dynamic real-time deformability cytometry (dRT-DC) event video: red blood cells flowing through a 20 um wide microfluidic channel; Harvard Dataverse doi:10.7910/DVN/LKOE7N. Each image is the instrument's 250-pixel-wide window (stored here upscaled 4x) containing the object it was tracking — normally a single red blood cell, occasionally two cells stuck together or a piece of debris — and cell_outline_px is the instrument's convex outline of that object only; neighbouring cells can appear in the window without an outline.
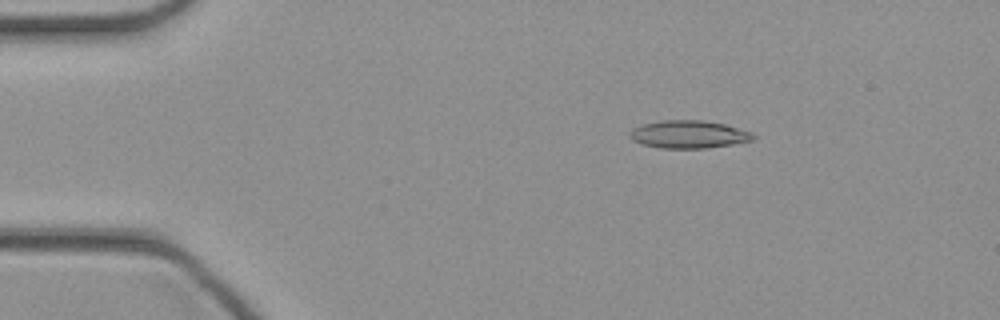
{"species": "common noctule bat (a hibernating species)", "species_latin": "Nyctalus noctula", "temperature_condition": "cold", "stored_images_in_passage": 43, "camera_frame_rate_fps": 3000, "um_per_image_px": 0.085, "animal": {"sex": "female", "body_mass_g": 21.9}, "frame": {"image": 1, "passage_image": 5, "time_ms": 1.333, "image_size_px": [1000, 320], "cell_outline_px": [[756, 136], [752, 140], [732, 144], [708, 148], [660, 148], [640, 144], [632, 140], [628, 132], [632, 128], [644, 124], [660, 120], [704, 120], [724, 124], [752, 132]], "centroid_in_image_um": [58.51, 11.42], "position_along_channel_um": 26.5, "area_um2": 20.06}}
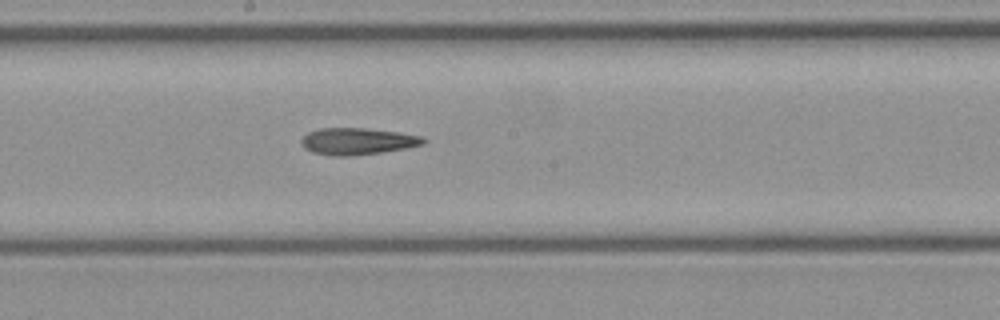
{"frame": {"image": 2, "passage_image": 22, "time_ms": 7.0, "image_size_px": [1000, 320], "cell_outline_px": [[428, 140], [424, 144], [408, 148], [380, 152], [344, 156], [332, 156], [312, 152], [304, 148], [300, 144], [300, 140], [308, 132], [320, 128], [364, 128], [400, 132], [424, 136]], "centroid_in_image_um": [30.41, 12.0], "position_along_channel_um": 217.8, "area_um2": 19.19}}
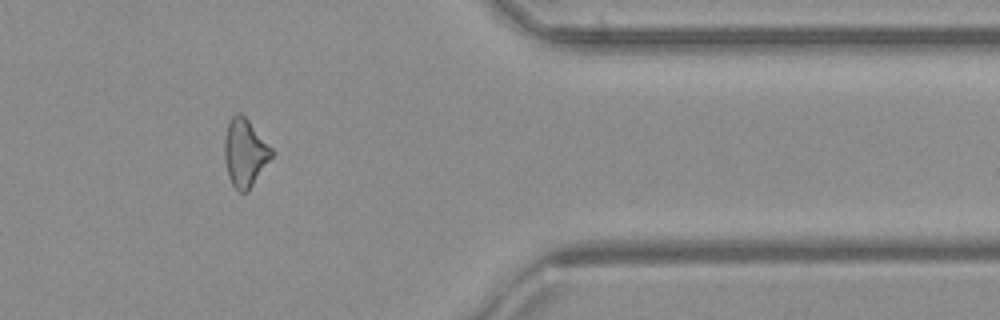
{"frame": {"image": 3, "passage_image": 35, "time_ms": 11.333, "image_size_px": [1000, 320], "cell_outline_px": [[276, 152], [248, 192], [240, 192], [232, 184], [228, 176], [224, 156], [224, 140], [228, 124], [232, 116], [236, 112], [240, 112], [248, 120]], "centroid_in_image_um": [20.84, 12.99], "position_along_channel_um": 390.6, "area_um2": 18.73}}